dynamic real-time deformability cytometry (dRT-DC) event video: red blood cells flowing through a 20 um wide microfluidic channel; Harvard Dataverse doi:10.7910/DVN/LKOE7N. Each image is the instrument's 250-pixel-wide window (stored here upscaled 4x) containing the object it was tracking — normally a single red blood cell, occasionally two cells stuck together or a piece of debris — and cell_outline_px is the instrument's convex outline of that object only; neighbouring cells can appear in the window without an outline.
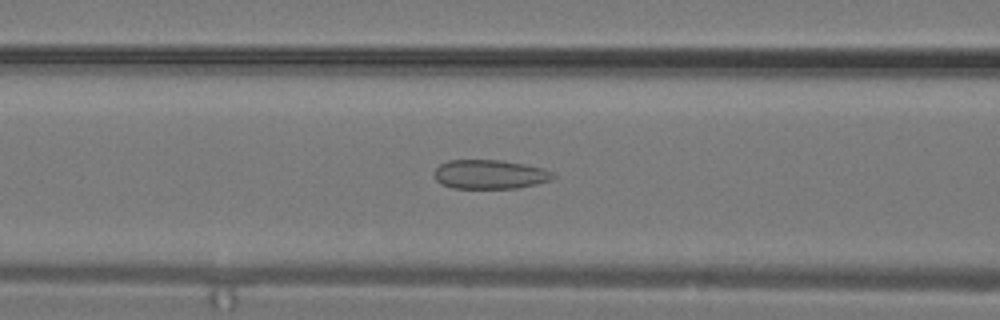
{"species": "common noctule bat (a hibernating species)", "species_latin": "Nyctalus noctula", "temperature_condition": "warm", "stored_images_in_passage": 21, "camera_frame_rate_fps": 3000, "um_per_image_px": 0.085, "animal": {"sex": "male", "body_mass_g": 19.2, "forearm_length_mm": 51.8}, "frame": {"image": 1, "passage_image": 5, "time_ms": 1.333, "image_size_px": [1000, 320], "cell_outline_px": [[556, 176], [548, 180], [536, 184], [516, 188], [452, 188], [440, 184], [436, 180], [432, 172], [440, 164], [448, 160], [500, 160], [524, 164], [544, 168], [552, 172]], "centroid_in_image_um": [41.59, 14.82], "position_along_channel_um": 125.0, "area_um2": 20.23}}
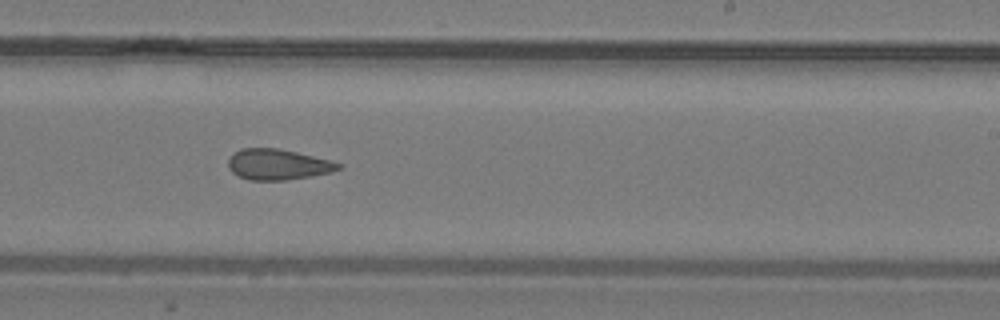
{"frame": {"image": 2, "passage_image": 11, "time_ms": 3.333, "image_size_px": [1000, 320], "cell_outline_px": [[344, 168], [332, 172], [312, 176], [288, 180], [248, 180], [232, 172], [228, 168], [228, 160], [240, 148], [276, 148], [296, 152], [332, 160], [344, 164]], "centroid_in_image_um": [23.69, 13.99], "position_along_channel_um": 265.3, "area_um2": 19.88}}
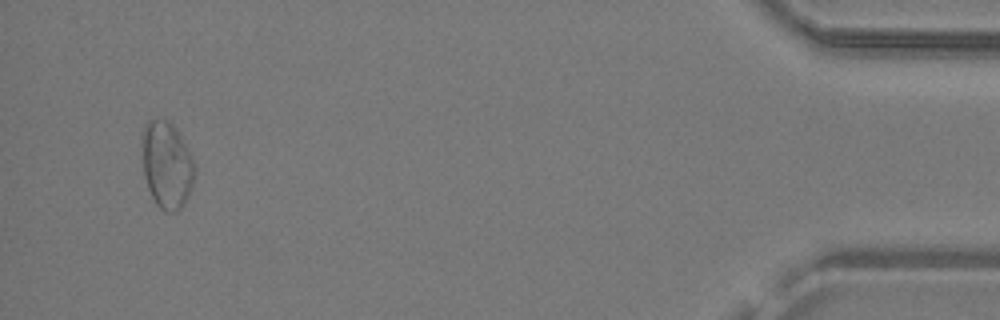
{"frame": {"image": 3, "passage_image": 21, "time_ms": 6.667, "image_size_px": [1000, 320], "cell_outline_px": [[196, 176], [192, 188], [184, 204], [176, 212], [168, 212], [160, 208], [156, 204], [148, 188], [144, 176], [140, 144], [140, 136], [144, 124], [148, 120], [168, 120], [176, 128], [192, 156], [196, 164]], "centroid_in_image_um": [14.17, 14.0], "position_along_channel_um": 421.0, "area_um2": 27.34}}